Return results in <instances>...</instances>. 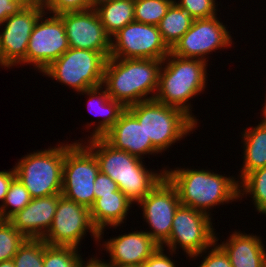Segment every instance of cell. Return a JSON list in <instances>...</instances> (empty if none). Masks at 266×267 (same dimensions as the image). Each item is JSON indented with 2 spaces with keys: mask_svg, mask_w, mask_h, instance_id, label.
Here are the masks:
<instances>
[{
  "mask_svg": "<svg viewBox=\"0 0 266 267\" xmlns=\"http://www.w3.org/2000/svg\"><path fill=\"white\" fill-rule=\"evenodd\" d=\"M228 238L218 245L228 255L232 267H266V248L260 236L234 231Z\"/></svg>",
  "mask_w": 266,
  "mask_h": 267,
  "instance_id": "obj_20",
  "label": "cell"
},
{
  "mask_svg": "<svg viewBox=\"0 0 266 267\" xmlns=\"http://www.w3.org/2000/svg\"><path fill=\"white\" fill-rule=\"evenodd\" d=\"M45 12L40 0H31L18 13L9 16L0 32V66L7 69L26 65V52L33 28Z\"/></svg>",
  "mask_w": 266,
  "mask_h": 267,
  "instance_id": "obj_10",
  "label": "cell"
},
{
  "mask_svg": "<svg viewBox=\"0 0 266 267\" xmlns=\"http://www.w3.org/2000/svg\"><path fill=\"white\" fill-rule=\"evenodd\" d=\"M169 53L155 25L133 21L111 37L110 57L163 60Z\"/></svg>",
  "mask_w": 266,
  "mask_h": 267,
  "instance_id": "obj_12",
  "label": "cell"
},
{
  "mask_svg": "<svg viewBox=\"0 0 266 267\" xmlns=\"http://www.w3.org/2000/svg\"><path fill=\"white\" fill-rule=\"evenodd\" d=\"M138 205L150 226V231L145 232L159 246H163L170 238L174 214L181 205L177 189L164 176Z\"/></svg>",
  "mask_w": 266,
  "mask_h": 267,
  "instance_id": "obj_14",
  "label": "cell"
},
{
  "mask_svg": "<svg viewBox=\"0 0 266 267\" xmlns=\"http://www.w3.org/2000/svg\"><path fill=\"white\" fill-rule=\"evenodd\" d=\"M45 12L59 15L65 12L84 11L94 7V0H40Z\"/></svg>",
  "mask_w": 266,
  "mask_h": 267,
  "instance_id": "obj_33",
  "label": "cell"
},
{
  "mask_svg": "<svg viewBox=\"0 0 266 267\" xmlns=\"http://www.w3.org/2000/svg\"><path fill=\"white\" fill-rule=\"evenodd\" d=\"M133 203L120 191L107 195H100L90 207V215L93 225L99 231V241L101 242L106 227L114 229L121 226L127 219L128 212Z\"/></svg>",
  "mask_w": 266,
  "mask_h": 267,
  "instance_id": "obj_21",
  "label": "cell"
},
{
  "mask_svg": "<svg viewBox=\"0 0 266 267\" xmlns=\"http://www.w3.org/2000/svg\"><path fill=\"white\" fill-rule=\"evenodd\" d=\"M105 28L112 37L134 19V0H113L95 2L93 7Z\"/></svg>",
  "mask_w": 266,
  "mask_h": 267,
  "instance_id": "obj_24",
  "label": "cell"
},
{
  "mask_svg": "<svg viewBox=\"0 0 266 267\" xmlns=\"http://www.w3.org/2000/svg\"><path fill=\"white\" fill-rule=\"evenodd\" d=\"M174 0H134L136 22L158 26Z\"/></svg>",
  "mask_w": 266,
  "mask_h": 267,
  "instance_id": "obj_28",
  "label": "cell"
},
{
  "mask_svg": "<svg viewBox=\"0 0 266 267\" xmlns=\"http://www.w3.org/2000/svg\"><path fill=\"white\" fill-rule=\"evenodd\" d=\"M81 94L89 96L87 103L88 111L96 116H104L102 120H98L97 124L94 122L87 123L89 127L92 124L97 125L88 138L102 137L119 120L120 115L126 110V107L121 102L113 100L103 86L85 90L84 92H80Z\"/></svg>",
  "mask_w": 266,
  "mask_h": 267,
  "instance_id": "obj_22",
  "label": "cell"
},
{
  "mask_svg": "<svg viewBox=\"0 0 266 267\" xmlns=\"http://www.w3.org/2000/svg\"><path fill=\"white\" fill-rule=\"evenodd\" d=\"M229 32L217 15L211 18L194 19L189 30L174 44L170 52L182 58L208 62L209 57L205 55L208 56L215 50L232 46V36Z\"/></svg>",
  "mask_w": 266,
  "mask_h": 267,
  "instance_id": "obj_13",
  "label": "cell"
},
{
  "mask_svg": "<svg viewBox=\"0 0 266 267\" xmlns=\"http://www.w3.org/2000/svg\"><path fill=\"white\" fill-rule=\"evenodd\" d=\"M16 177L14 167L8 171H0V201L3 203L8 192L10 183Z\"/></svg>",
  "mask_w": 266,
  "mask_h": 267,
  "instance_id": "obj_38",
  "label": "cell"
},
{
  "mask_svg": "<svg viewBox=\"0 0 266 267\" xmlns=\"http://www.w3.org/2000/svg\"><path fill=\"white\" fill-rule=\"evenodd\" d=\"M262 115L264 116V117H263L264 119H263V120H261V121H262L263 123H265V124H266V112H263V113H262Z\"/></svg>",
  "mask_w": 266,
  "mask_h": 267,
  "instance_id": "obj_41",
  "label": "cell"
},
{
  "mask_svg": "<svg viewBox=\"0 0 266 267\" xmlns=\"http://www.w3.org/2000/svg\"><path fill=\"white\" fill-rule=\"evenodd\" d=\"M47 14L44 12L36 22L26 52V65L31 64L40 73L70 48L62 19Z\"/></svg>",
  "mask_w": 266,
  "mask_h": 267,
  "instance_id": "obj_15",
  "label": "cell"
},
{
  "mask_svg": "<svg viewBox=\"0 0 266 267\" xmlns=\"http://www.w3.org/2000/svg\"><path fill=\"white\" fill-rule=\"evenodd\" d=\"M113 148L144 159L148 156L160 154L147 139L146 132L139 121L126 109L119 120L102 136Z\"/></svg>",
  "mask_w": 266,
  "mask_h": 267,
  "instance_id": "obj_18",
  "label": "cell"
},
{
  "mask_svg": "<svg viewBox=\"0 0 266 267\" xmlns=\"http://www.w3.org/2000/svg\"><path fill=\"white\" fill-rule=\"evenodd\" d=\"M29 191L15 177L10 183L3 203L0 204V219L9 220L18 211L24 209L31 201Z\"/></svg>",
  "mask_w": 266,
  "mask_h": 267,
  "instance_id": "obj_27",
  "label": "cell"
},
{
  "mask_svg": "<svg viewBox=\"0 0 266 267\" xmlns=\"http://www.w3.org/2000/svg\"><path fill=\"white\" fill-rule=\"evenodd\" d=\"M163 60L107 59L102 86L107 94L125 107L155 99ZM151 94L150 96H148Z\"/></svg>",
  "mask_w": 266,
  "mask_h": 267,
  "instance_id": "obj_2",
  "label": "cell"
},
{
  "mask_svg": "<svg viewBox=\"0 0 266 267\" xmlns=\"http://www.w3.org/2000/svg\"><path fill=\"white\" fill-rule=\"evenodd\" d=\"M80 267H113L110 264H108L106 261H102V259H99L96 257H91L87 261H82Z\"/></svg>",
  "mask_w": 266,
  "mask_h": 267,
  "instance_id": "obj_39",
  "label": "cell"
},
{
  "mask_svg": "<svg viewBox=\"0 0 266 267\" xmlns=\"http://www.w3.org/2000/svg\"><path fill=\"white\" fill-rule=\"evenodd\" d=\"M64 24L69 46L101 52L110 57L111 37L106 33L94 8L58 15Z\"/></svg>",
  "mask_w": 266,
  "mask_h": 267,
  "instance_id": "obj_16",
  "label": "cell"
},
{
  "mask_svg": "<svg viewBox=\"0 0 266 267\" xmlns=\"http://www.w3.org/2000/svg\"><path fill=\"white\" fill-rule=\"evenodd\" d=\"M219 238L216 236V242L209 248L208 254L203 256L198 267H232L228 255L218 245Z\"/></svg>",
  "mask_w": 266,
  "mask_h": 267,
  "instance_id": "obj_34",
  "label": "cell"
},
{
  "mask_svg": "<svg viewBox=\"0 0 266 267\" xmlns=\"http://www.w3.org/2000/svg\"><path fill=\"white\" fill-rule=\"evenodd\" d=\"M95 2L113 1V0H94Z\"/></svg>",
  "mask_w": 266,
  "mask_h": 267,
  "instance_id": "obj_43",
  "label": "cell"
},
{
  "mask_svg": "<svg viewBox=\"0 0 266 267\" xmlns=\"http://www.w3.org/2000/svg\"><path fill=\"white\" fill-rule=\"evenodd\" d=\"M82 142L66 144L61 195L90 209L95 202L94 182L100 168L94 153Z\"/></svg>",
  "mask_w": 266,
  "mask_h": 267,
  "instance_id": "obj_8",
  "label": "cell"
},
{
  "mask_svg": "<svg viewBox=\"0 0 266 267\" xmlns=\"http://www.w3.org/2000/svg\"><path fill=\"white\" fill-rule=\"evenodd\" d=\"M42 239H26L13 257L14 267H43L44 248Z\"/></svg>",
  "mask_w": 266,
  "mask_h": 267,
  "instance_id": "obj_30",
  "label": "cell"
},
{
  "mask_svg": "<svg viewBox=\"0 0 266 267\" xmlns=\"http://www.w3.org/2000/svg\"><path fill=\"white\" fill-rule=\"evenodd\" d=\"M165 176L177 189L181 205L202 211L211 216L217 205L239 200V182L233 176L204 169L171 168Z\"/></svg>",
  "mask_w": 266,
  "mask_h": 267,
  "instance_id": "obj_3",
  "label": "cell"
},
{
  "mask_svg": "<svg viewBox=\"0 0 266 267\" xmlns=\"http://www.w3.org/2000/svg\"><path fill=\"white\" fill-rule=\"evenodd\" d=\"M0 267H14V261L13 260L2 261L0 262Z\"/></svg>",
  "mask_w": 266,
  "mask_h": 267,
  "instance_id": "obj_40",
  "label": "cell"
},
{
  "mask_svg": "<svg viewBox=\"0 0 266 267\" xmlns=\"http://www.w3.org/2000/svg\"><path fill=\"white\" fill-rule=\"evenodd\" d=\"M61 194L33 198L21 211L9 221L14 228L28 239H43L53 223Z\"/></svg>",
  "mask_w": 266,
  "mask_h": 267,
  "instance_id": "obj_19",
  "label": "cell"
},
{
  "mask_svg": "<svg viewBox=\"0 0 266 267\" xmlns=\"http://www.w3.org/2000/svg\"><path fill=\"white\" fill-rule=\"evenodd\" d=\"M166 249L164 247L159 246V248L143 263L142 267H176V263L173 258V254L177 252H172L169 250V256L164 254ZM171 255V257H170Z\"/></svg>",
  "mask_w": 266,
  "mask_h": 267,
  "instance_id": "obj_35",
  "label": "cell"
},
{
  "mask_svg": "<svg viewBox=\"0 0 266 267\" xmlns=\"http://www.w3.org/2000/svg\"><path fill=\"white\" fill-rule=\"evenodd\" d=\"M107 59L101 52L70 47L41 73L79 94L102 86Z\"/></svg>",
  "mask_w": 266,
  "mask_h": 267,
  "instance_id": "obj_7",
  "label": "cell"
},
{
  "mask_svg": "<svg viewBox=\"0 0 266 267\" xmlns=\"http://www.w3.org/2000/svg\"><path fill=\"white\" fill-rule=\"evenodd\" d=\"M66 144L29 153L19 159L16 177L29 191L31 198L47 197L62 193L63 165Z\"/></svg>",
  "mask_w": 266,
  "mask_h": 267,
  "instance_id": "obj_6",
  "label": "cell"
},
{
  "mask_svg": "<svg viewBox=\"0 0 266 267\" xmlns=\"http://www.w3.org/2000/svg\"><path fill=\"white\" fill-rule=\"evenodd\" d=\"M118 190V184L114 180L108 175L99 172L94 182L95 200L100 198V195L111 194Z\"/></svg>",
  "mask_w": 266,
  "mask_h": 267,
  "instance_id": "obj_36",
  "label": "cell"
},
{
  "mask_svg": "<svg viewBox=\"0 0 266 267\" xmlns=\"http://www.w3.org/2000/svg\"><path fill=\"white\" fill-rule=\"evenodd\" d=\"M103 250L109 253L113 267L143 266V263L159 248V245L144 231H132L102 241Z\"/></svg>",
  "mask_w": 266,
  "mask_h": 267,
  "instance_id": "obj_17",
  "label": "cell"
},
{
  "mask_svg": "<svg viewBox=\"0 0 266 267\" xmlns=\"http://www.w3.org/2000/svg\"><path fill=\"white\" fill-rule=\"evenodd\" d=\"M84 144L96 156L100 172L114 180L119 190L136 206L159 183L168 169L163 168L159 173L149 170L142 159L113 148L102 137L88 138Z\"/></svg>",
  "mask_w": 266,
  "mask_h": 267,
  "instance_id": "obj_1",
  "label": "cell"
},
{
  "mask_svg": "<svg viewBox=\"0 0 266 267\" xmlns=\"http://www.w3.org/2000/svg\"><path fill=\"white\" fill-rule=\"evenodd\" d=\"M126 109L143 126L147 139L161 154L198 126L183 110L155 99L130 105Z\"/></svg>",
  "mask_w": 266,
  "mask_h": 267,
  "instance_id": "obj_5",
  "label": "cell"
},
{
  "mask_svg": "<svg viewBox=\"0 0 266 267\" xmlns=\"http://www.w3.org/2000/svg\"><path fill=\"white\" fill-rule=\"evenodd\" d=\"M207 64L200 59L182 58L170 52L163 59L155 100L183 110L198 124L188 101L207 87Z\"/></svg>",
  "mask_w": 266,
  "mask_h": 267,
  "instance_id": "obj_4",
  "label": "cell"
},
{
  "mask_svg": "<svg viewBox=\"0 0 266 267\" xmlns=\"http://www.w3.org/2000/svg\"><path fill=\"white\" fill-rule=\"evenodd\" d=\"M193 19L211 18L217 15L216 0H174Z\"/></svg>",
  "mask_w": 266,
  "mask_h": 267,
  "instance_id": "obj_32",
  "label": "cell"
},
{
  "mask_svg": "<svg viewBox=\"0 0 266 267\" xmlns=\"http://www.w3.org/2000/svg\"><path fill=\"white\" fill-rule=\"evenodd\" d=\"M31 0H0V24L9 16L18 13Z\"/></svg>",
  "mask_w": 266,
  "mask_h": 267,
  "instance_id": "obj_37",
  "label": "cell"
},
{
  "mask_svg": "<svg viewBox=\"0 0 266 267\" xmlns=\"http://www.w3.org/2000/svg\"><path fill=\"white\" fill-rule=\"evenodd\" d=\"M244 133V134H243ZM243 166L237 180L239 182L250 172L266 167V124L260 121L255 127L245 129L242 133Z\"/></svg>",
  "mask_w": 266,
  "mask_h": 267,
  "instance_id": "obj_23",
  "label": "cell"
},
{
  "mask_svg": "<svg viewBox=\"0 0 266 267\" xmlns=\"http://www.w3.org/2000/svg\"><path fill=\"white\" fill-rule=\"evenodd\" d=\"M193 21L194 19L175 2L170 5L158 24L162 39L170 49L189 30Z\"/></svg>",
  "mask_w": 266,
  "mask_h": 267,
  "instance_id": "obj_25",
  "label": "cell"
},
{
  "mask_svg": "<svg viewBox=\"0 0 266 267\" xmlns=\"http://www.w3.org/2000/svg\"><path fill=\"white\" fill-rule=\"evenodd\" d=\"M26 239L9 220L0 219V262L12 260Z\"/></svg>",
  "mask_w": 266,
  "mask_h": 267,
  "instance_id": "obj_31",
  "label": "cell"
},
{
  "mask_svg": "<svg viewBox=\"0 0 266 267\" xmlns=\"http://www.w3.org/2000/svg\"><path fill=\"white\" fill-rule=\"evenodd\" d=\"M239 188V200L244 195H251L256 211L266 215V167L248 173L239 181Z\"/></svg>",
  "mask_w": 266,
  "mask_h": 267,
  "instance_id": "obj_26",
  "label": "cell"
},
{
  "mask_svg": "<svg viewBox=\"0 0 266 267\" xmlns=\"http://www.w3.org/2000/svg\"><path fill=\"white\" fill-rule=\"evenodd\" d=\"M78 248L72 246H52L44 248L43 267H80L83 258Z\"/></svg>",
  "mask_w": 266,
  "mask_h": 267,
  "instance_id": "obj_29",
  "label": "cell"
},
{
  "mask_svg": "<svg viewBox=\"0 0 266 267\" xmlns=\"http://www.w3.org/2000/svg\"><path fill=\"white\" fill-rule=\"evenodd\" d=\"M86 232L91 233L99 243V231L93 225L90 209L62 195L58 200L51 228L42 240L52 246L79 248Z\"/></svg>",
  "mask_w": 266,
  "mask_h": 267,
  "instance_id": "obj_11",
  "label": "cell"
},
{
  "mask_svg": "<svg viewBox=\"0 0 266 267\" xmlns=\"http://www.w3.org/2000/svg\"><path fill=\"white\" fill-rule=\"evenodd\" d=\"M265 98H266V97H265ZM262 109H263L262 112H266V100H265V103H264V106H263Z\"/></svg>",
  "mask_w": 266,
  "mask_h": 267,
  "instance_id": "obj_42",
  "label": "cell"
},
{
  "mask_svg": "<svg viewBox=\"0 0 266 267\" xmlns=\"http://www.w3.org/2000/svg\"><path fill=\"white\" fill-rule=\"evenodd\" d=\"M211 218L202 211L180 205L174 214L170 238L162 247L172 252L181 247L186 257L194 260L202 257L216 242Z\"/></svg>",
  "mask_w": 266,
  "mask_h": 267,
  "instance_id": "obj_9",
  "label": "cell"
}]
</instances>
